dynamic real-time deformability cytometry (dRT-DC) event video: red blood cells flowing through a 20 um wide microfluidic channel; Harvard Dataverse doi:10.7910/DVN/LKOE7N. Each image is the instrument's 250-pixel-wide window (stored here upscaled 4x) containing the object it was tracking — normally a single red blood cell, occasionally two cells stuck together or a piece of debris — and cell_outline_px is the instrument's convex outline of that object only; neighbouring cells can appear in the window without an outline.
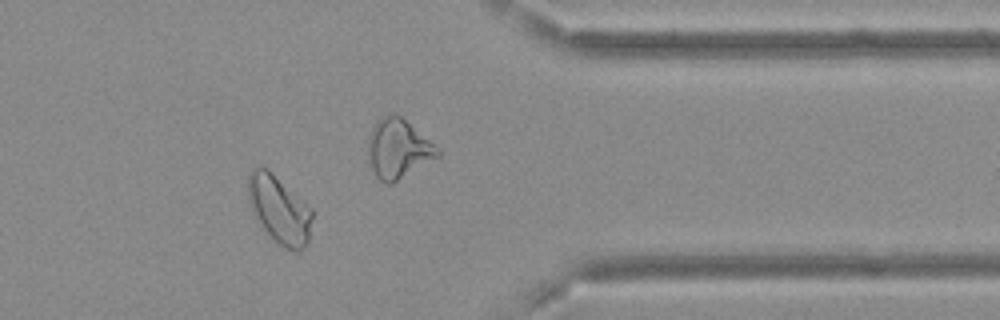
{"species": "Egyptian fruit bat (a non-hibernating species)", "species_latin": "Rousettus aegyptiacus", "temperature_condition": "cold", "stored_images_in_passage": 38, "camera_frame_rate_fps": 3000, "um_per_image_px": 0.085, "frame": {"image": 1, "passage_image": 27, "time_ms": 8.667, "image_size_px": [1000, 320], "cell_outline_px": [[312, 216], [308, 244], [300, 252], [296, 252], [284, 248], [264, 228], [252, 212], [248, 196], [248, 176], [252, 168], [256, 164], [260, 164], [268, 168], [312, 208]], "centroid_in_image_um": [23.74, 17.77], "position_along_channel_um": 387.7, "area_um2": 25.43}, "authors_computed_cell_mechanics": {"area_um2": 22.5131, "velocity_mm_per_s": 3.6265, "shape_relaxation_time_tau1_ms": 4.3313, "shape_relaxation_time_tau2_ms": 2.7081, "deformation_change_tau1": 0.1077, "deformation_change_tau2": 0.0501}}